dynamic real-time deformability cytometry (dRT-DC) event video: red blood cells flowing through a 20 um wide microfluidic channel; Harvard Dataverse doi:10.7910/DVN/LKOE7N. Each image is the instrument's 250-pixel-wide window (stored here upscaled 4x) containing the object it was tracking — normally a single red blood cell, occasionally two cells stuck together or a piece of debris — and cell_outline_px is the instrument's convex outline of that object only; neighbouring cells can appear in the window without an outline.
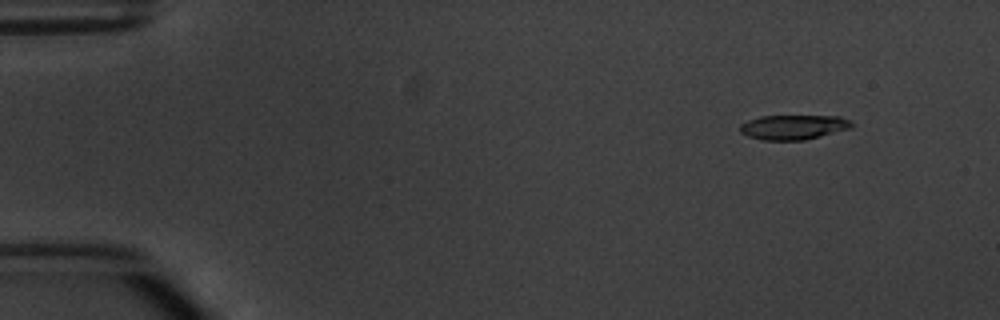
{"species": "common noctule bat (a hibernating species)", "species_latin": "Nyctalus noctula", "temperature_condition": "warm", "stored_images_in_passage": 7, "camera_frame_rate_fps": 3000, "um_per_image_px": 0.085, "animal": {"sex": "male", "body_mass_g": 20.1, "forearm_length_mm": 53.5}, "frame": {"image": 1, "passage_image": 7, "time_ms": 7.0, "image_size_px": [1000, 320], "cell_outline_px": [[852, 128], [804, 140], [764, 140], [748, 136], [740, 132], [740, 124], [748, 120], [760, 116], [840, 116], [848, 120], [852, 124]], "centroid_in_image_um": [67.42, 10.8], "position_along_channel_um": 17.6, "area_um2": 15.95}}